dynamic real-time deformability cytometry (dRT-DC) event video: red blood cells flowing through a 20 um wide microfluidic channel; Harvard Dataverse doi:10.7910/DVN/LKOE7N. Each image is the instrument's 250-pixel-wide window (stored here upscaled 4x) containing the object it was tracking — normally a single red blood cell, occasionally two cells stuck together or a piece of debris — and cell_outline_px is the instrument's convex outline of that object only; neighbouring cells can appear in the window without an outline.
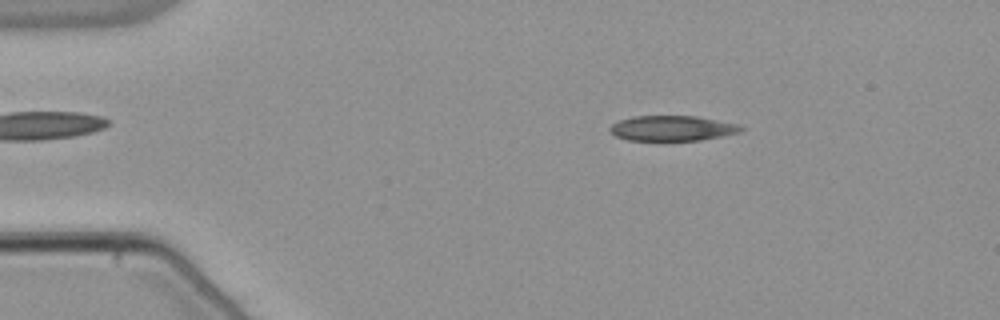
{"species": "common noctule bat (a hibernating species)", "species_latin": "Nyctalus noctula", "temperature_condition": "warm", "stored_images_in_passage": 52, "camera_frame_rate_fps": 3000, "um_per_image_px": 0.085, "animal": {"sex": "male", "body_mass_g": 21.5, "forearm_length_mm": 52.0}, "frame": {"image": 1, "passage_image": 8, "time_ms": 2.333, "image_size_px": [1000, 320], "cell_outline_px": [[744, 128], [740, 132], [700, 140], [628, 140], [616, 136], [608, 128], [612, 124], [620, 120], [632, 116], [696, 116], [740, 124]], "centroid_in_image_um": [57.15, 10.89], "position_along_channel_um": 27.9, "area_um2": 19.13}}
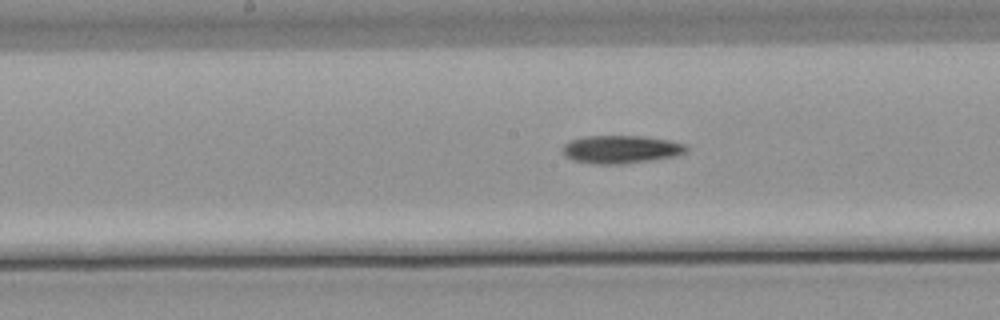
{"frame": {"image": 2, "passage_image": 26, "time_ms": 8.333, "image_size_px": [1000, 320], "cell_outline_px": [[688, 152], [676, 156], [652, 160], [624, 164], [592, 164], [572, 160], [564, 156], [560, 148], [568, 140], [584, 136], [640, 136], [668, 140], [684, 144], [688, 148]], "centroid_in_image_um": [52.73, 12.7], "position_along_channel_um": 195.5, "area_um2": 20.52}}
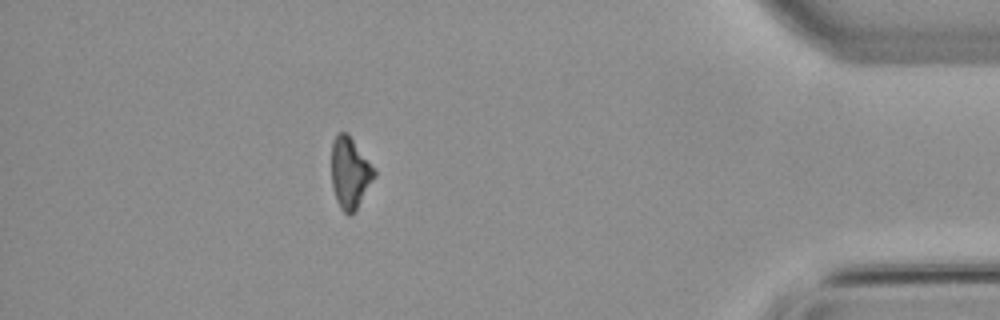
{"frame": {"image": 3, "passage_image": 46, "time_ms": 15.0, "image_size_px": [1000, 320], "cell_outline_px": [[376, 176], [356, 212], [348, 216], [340, 208], [336, 200], [332, 188], [332, 140], [336, 132], [348, 132], [376, 168]], "centroid_in_image_um": [29.77, 14.69], "position_along_channel_um": 405.4, "area_um2": 18.44}, "authors_computed_cell_mechanics": {"area_um2": 19.4208, "velocity_mm_per_s": 3.8652, "shape_relaxation_time_tau1_ms": 7.1506, "shape_relaxation_time_tau2_ms": null, "deformation_change_tau1": 0.1688, "deformation_change_tau2": null}}